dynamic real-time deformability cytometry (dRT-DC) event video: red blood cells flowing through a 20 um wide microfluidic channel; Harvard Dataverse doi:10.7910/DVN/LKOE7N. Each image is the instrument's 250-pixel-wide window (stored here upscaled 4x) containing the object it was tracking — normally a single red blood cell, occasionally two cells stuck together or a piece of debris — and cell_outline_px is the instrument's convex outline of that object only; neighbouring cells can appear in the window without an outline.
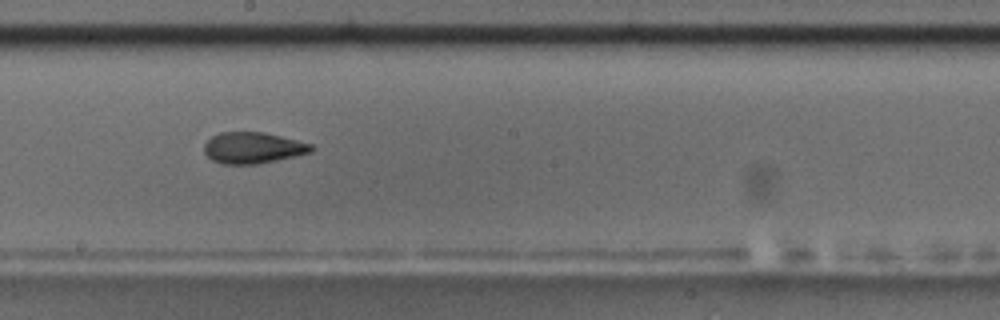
{"species": "common noctule bat (a hibernating species)", "species_latin": "Nyctalus noctula", "temperature_condition": "room temperature", "stored_images_in_passage": 10, "camera_frame_rate_fps": 3000, "um_per_image_px": 0.085, "animal": {"sex": "male", "body_mass_g": 17.5, "forearm_length_mm": 52.3}, "frame": {"image": 1, "passage_image": 9, "time_ms": 9.333, "image_size_px": [1000, 320], "cell_outline_px": [[316, 148], [312, 152], [296, 156], [256, 164], [224, 164], [212, 160], [204, 152], [204, 144], [212, 136], [220, 132], [264, 132], [312, 144]], "centroid_in_image_um": [21.51, 12.56], "position_along_channel_um": 226.7, "area_um2": 19.48}}